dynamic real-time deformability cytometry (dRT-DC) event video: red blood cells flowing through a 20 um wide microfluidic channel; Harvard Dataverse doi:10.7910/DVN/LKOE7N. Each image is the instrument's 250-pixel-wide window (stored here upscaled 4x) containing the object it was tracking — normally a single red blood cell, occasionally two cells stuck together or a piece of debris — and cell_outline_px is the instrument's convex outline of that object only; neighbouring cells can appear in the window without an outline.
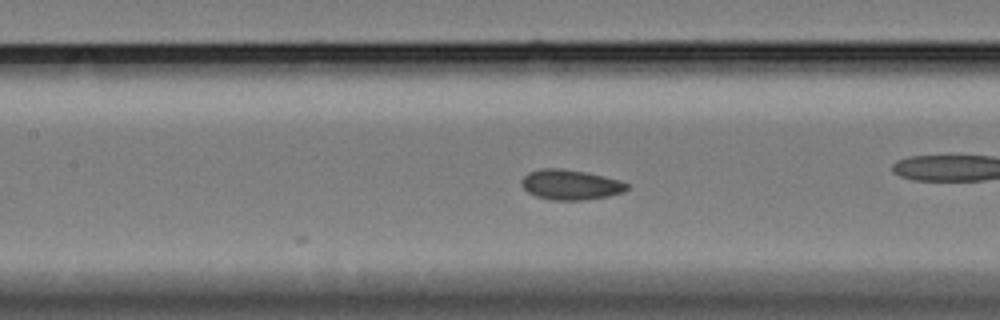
{"species": "Egyptian fruit bat (a non-hibernating species)", "species_latin": "Rousettus aegyptiacus", "temperature_condition": "cold", "stored_images_in_passage": 11, "camera_frame_rate_fps": 3000, "um_per_image_px": 0.085, "animal": {"sex": "female"}, "frame": {"image": 1, "passage_image": 7, "time_ms": 2.0, "image_size_px": [1000, 320], "cell_outline_px": [[628, 188], [624, 192], [608, 196], [584, 200], [552, 200], [536, 196], [528, 192], [520, 184], [520, 180], [528, 172], [544, 168], [564, 168], [604, 176], [620, 180], [628, 184]], "centroid_in_image_um": [48.48, 15.7], "position_along_channel_um": 158.9, "area_um2": 18.55}}
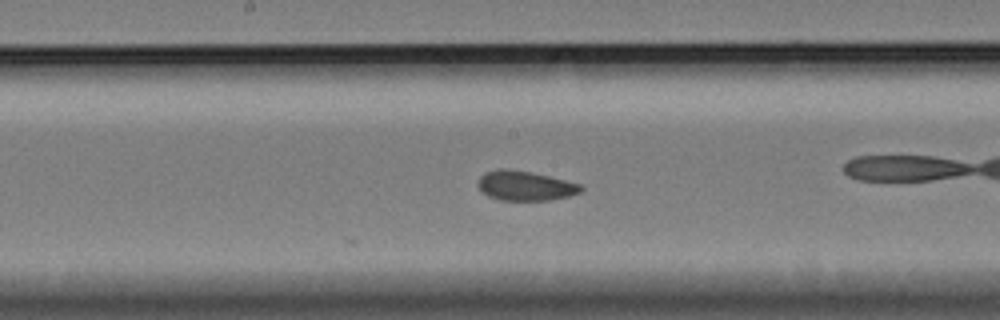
{"frame": {"image": 2, "passage_image": 11, "time_ms": 3.333, "image_size_px": [1000, 320], "cell_outline_px": [[584, 188], [580, 192], [568, 196], [548, 200], [500, 200], [488, 196], [476, 184], [476, 180], [484, 172], [500, 168], [504, 168], [532, 172], [580, 184]], "centroid_in_image_um": [44.59, 15.78], "position_along_channel_um": 203.6, "area_um2": 17.74}}